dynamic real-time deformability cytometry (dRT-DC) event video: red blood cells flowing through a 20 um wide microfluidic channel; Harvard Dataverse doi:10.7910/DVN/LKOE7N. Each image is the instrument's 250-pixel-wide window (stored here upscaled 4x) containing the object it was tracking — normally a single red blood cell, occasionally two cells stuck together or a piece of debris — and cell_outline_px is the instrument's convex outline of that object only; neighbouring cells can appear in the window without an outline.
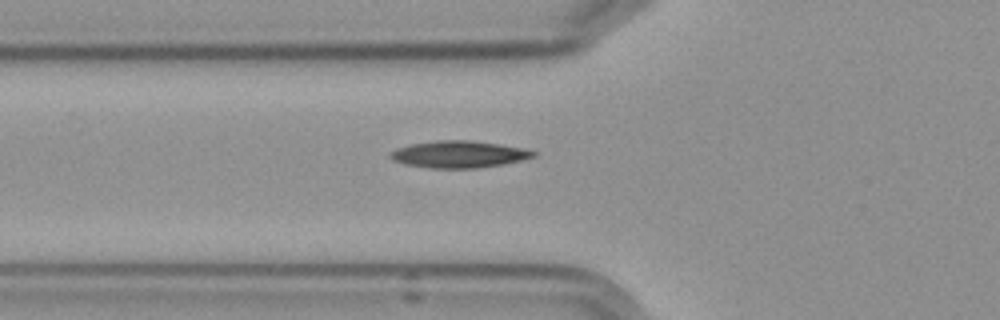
{"species": "Egyptian fruit bat (a non-hibernating species)", "species_latin": "Rousettus aegyptiacus", "temperature_condition": "cold", "stored_images_in_passage": 6, "camera_frame_rate_fps": 3000, "um_per_image_px": 0.085, "frame": {"image": 1, "passage_image": 6, "time_ms": 6.667, "image_size_px": [1000, 320], "cell_outline_px": [[536, 156], [520, 160], [500, 164], [476, 168], [432, 168], [404, 164], [392, 160], [388, 156], [388, 152], [396, 148], [412, 144], [436, 140], [472, 140], [500, 144], [520, 148], [536, 152]], "centroid_in_image_um": [38.92, 13.11], "position_along_channel_um": 86.9, "area_um2": 22.31}}